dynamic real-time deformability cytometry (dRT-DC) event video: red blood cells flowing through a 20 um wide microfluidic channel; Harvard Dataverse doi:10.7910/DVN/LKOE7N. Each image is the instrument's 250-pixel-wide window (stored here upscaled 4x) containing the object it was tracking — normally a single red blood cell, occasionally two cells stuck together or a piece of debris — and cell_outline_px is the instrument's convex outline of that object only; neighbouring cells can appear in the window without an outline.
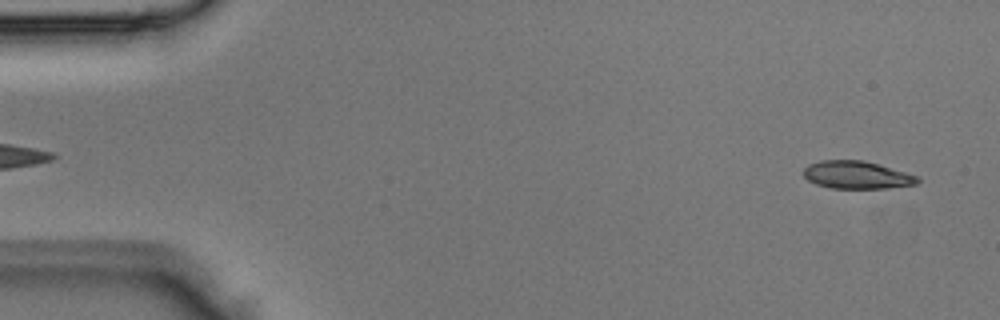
{"species": "Egyptian fruit bat (a non-hibernating species)", "species_latin": "Rousettus aegyptiacus", "temperature_condition": "room temperature", "stored_images_in_passage": 4, "segment_of_instrument_passage": [2, 2], "camera_frame_rate_fps": 3000, "um_per_image_px": 0.085, "animal": {"sex": "male"}, "frame": {"image": 1, "passage_image": 4, "time_ms": 1.0, "image_size_px": [1000, 320], "cell_outline_px": [[920, 180], [916, 184], [888, 188], [832, 188], [816, 184], [808, 180], [804, 176], [804, 168], [808, 164], [820, 160], [864, 160], [920, 176]], "centroid_in_image_um": [72.84, 14.86], "position_along_channel_um": 12.2, "area_um2": 18.44}}